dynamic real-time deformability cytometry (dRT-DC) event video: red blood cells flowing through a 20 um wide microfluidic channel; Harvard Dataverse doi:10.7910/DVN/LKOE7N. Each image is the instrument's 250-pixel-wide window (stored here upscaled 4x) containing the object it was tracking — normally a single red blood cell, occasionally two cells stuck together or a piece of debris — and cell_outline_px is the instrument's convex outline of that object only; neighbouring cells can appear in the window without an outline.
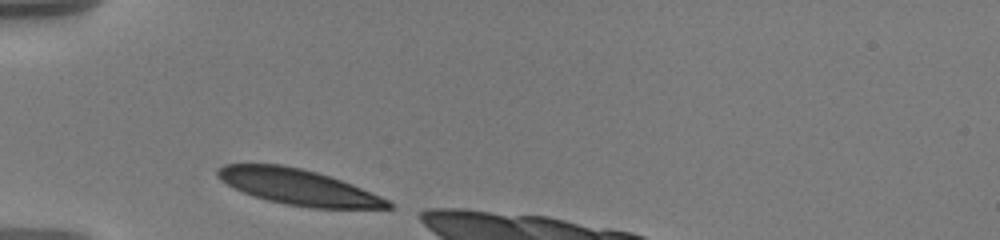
{"species": "human", "species_latin": "Homo sapiens", "temperature_condition": "warm", "stored_images_in_passage": 4, "camera_frame_rate_fps": 3000, "um_per_image_px": 0.085, "donor": {"sex": "male"}, "frame": {"image": 1, "passage_image": 1, "time_ms": 0.0, "image_size_px": [1000, 240], "cell_outline_px": [[392, 208], [312, 208], [284, 204], [268, 200], [244, 192], [220, 180], [216, 176], [216, 168], [224, 164], [280, 164], [300, 168], [316, 172], [352, 184], [380, 196], [388, 200], [392, 204]], "centroid_in_image_um": [25.32, 15.89], "position_along_channel_um": 59.7, "area_um2": 35.03}}
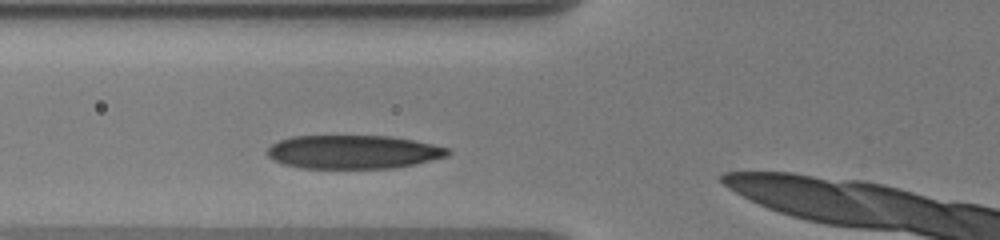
{"frame": {"image": 2, "passage_image": 4, "time_ms": 1.333, "image_size_px": [1000, 240], "cell_outline_px": [[452, 152], [448, 156], [416, 164], [396, 168], [300, 168], [284, 164], [272, 160], [268, 156], [268, 148], [272, 144], [280, 140], [292, 136], [392, 136], [432, 144], [448, 148]], "centroid_in_image_um": [30.04, 12.92], "position_along_channel_um": 95.8, "area_um2": 35.43}}